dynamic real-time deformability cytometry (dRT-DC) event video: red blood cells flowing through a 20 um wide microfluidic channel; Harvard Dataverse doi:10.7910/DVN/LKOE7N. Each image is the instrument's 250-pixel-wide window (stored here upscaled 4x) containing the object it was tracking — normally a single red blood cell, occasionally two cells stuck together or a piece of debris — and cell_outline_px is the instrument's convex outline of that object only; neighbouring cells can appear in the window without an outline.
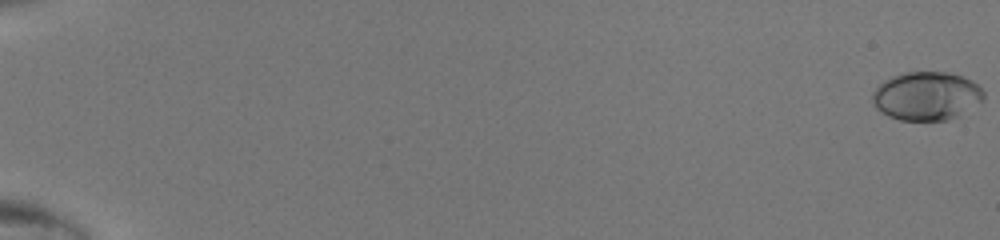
{"species": "human", "species_latin": "Homo sapiens", "temperature_condition": "room temperature", "stored_images_in_passage": 50, "camera_frame_rate_fps": 3000, "um_per_image_px": 0.085, "donor": {"sex": "male"}, "frame": {"image": 1, "passage_image": 1, "time_ms": 0.0, "image_size_px": [1000, 240], "cell_outline_px": [[984, 100], [960, 116], [948, 120], [900, 120], [888, 116], [876, 108], [872, 104], [872, 92], [884, 80], [892, 76], [904, 72], [952, 72], [964, 76], [972, 80], [984, 92]], "centroid_in_image_um": [78.77, 8.16], "position_along_channel_um": 6.2, "area_um2": 31.85}}
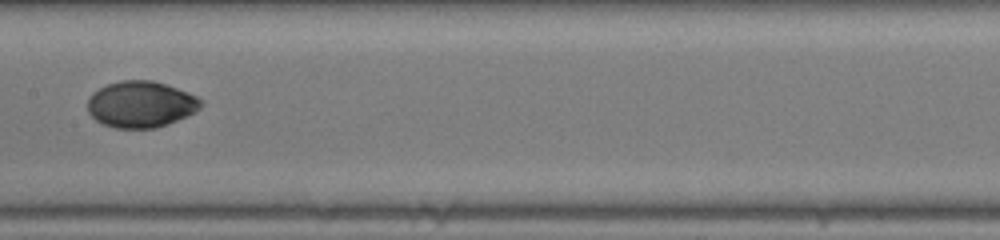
{"frame": {"image": 2, "passage_image": 29, "time_ms": 9.333, "image_size_px": [1000, 240], "cell_outline_px": [[204, 104], [196, 112], [168, 124], [156, 128], [116, 128], [104, 124], [96, 120], [88, 112], [88, 96], [92, 92], [108, 84], [120, 80], [152, 80], [188, 92], [196, 96]], "centroid_in_image_um": [11.97, 8.87], "position_along_channel_um": 195.4, "area_um2": 30.63}}
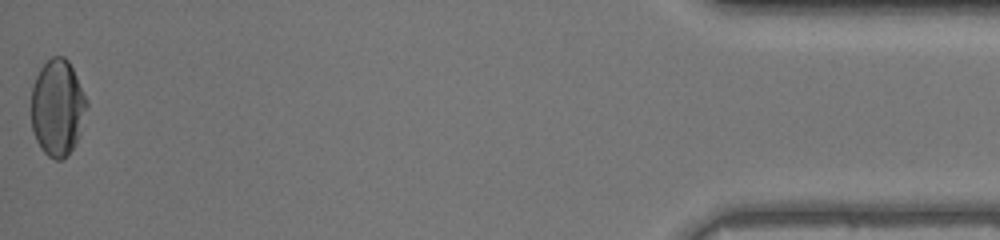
{"frame": {"image": 3, "passage_image": 50, "time_ms": 16.333, "image_size_px": [1000, 240], "cell_outline_px": [[88, 108], [80, 132], [68, 156], [60, 160], [56, 160], [48, 156], [40, 148], [36, 140], [32, 128], [32, 84], [40, 68], [52, 56], [64, 56], [68, 60], [88, 100]], "centroid_in_image_um": [4.89, 9.15], "position_along_channel_um": 430.3, "area_um2": 31.27}}